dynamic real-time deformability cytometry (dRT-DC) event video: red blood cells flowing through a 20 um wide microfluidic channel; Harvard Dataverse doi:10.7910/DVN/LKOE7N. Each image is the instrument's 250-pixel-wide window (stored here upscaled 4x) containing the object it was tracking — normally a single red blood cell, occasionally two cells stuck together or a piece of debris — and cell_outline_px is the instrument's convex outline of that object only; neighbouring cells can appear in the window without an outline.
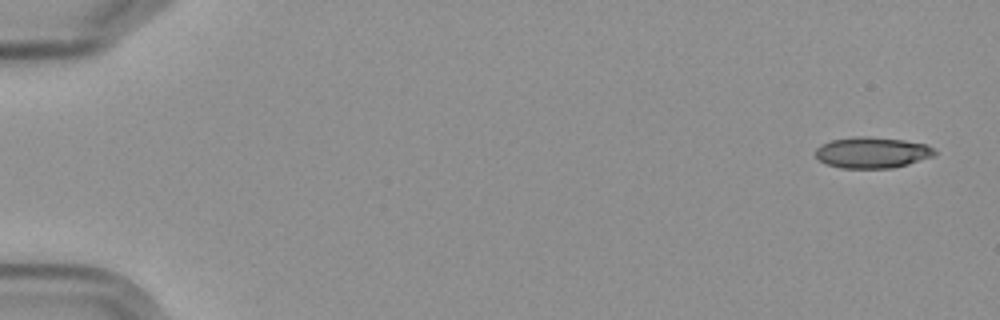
{"species": "Egyptian fruit bat (a non-hibernating species)", "species_latin": "Rousettus aegyptiacus", "temperature_condition": "cold", "stored_images_in_passage": 5, "camera_frame_rate_fps": 3000, "um_per_image_px": 0.085, "frame": {"image": 1, "passage_image": 1, "time_ms": 0.0, "image_size_px": [1000, 320], "cell_outline_px": [[936, 156], [908, 164], [892, 168], [840, 168], [824, 164], [816, 156], [816, 148], [820, 144], [832, 140], [864, 136], [904, 140], [924, 144], [932, 148], [936, 152]], "centroid_in_image_um": [74.12, 12.98], "position_along_channel_um": 10.9, "area_um2": 21.5}}
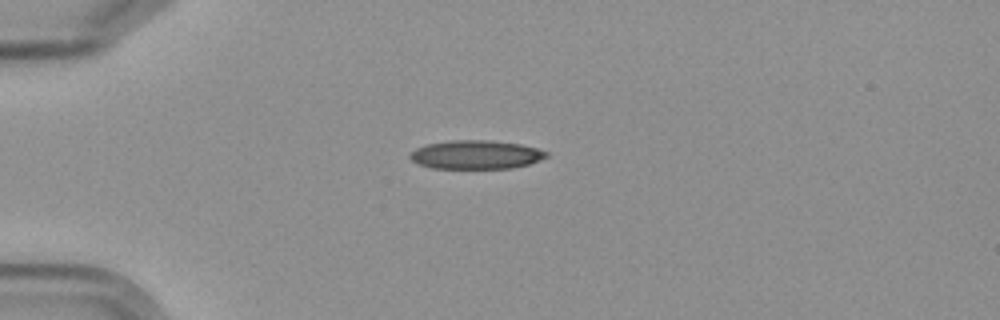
{"frame": {"image": 2, "passage_image": 4, "time_ms": 4.333, "image_size_px": [1000, 320], "cell_outline_px": [[548, 156], [528, 164], [512, 168], [432, 168], [416, 164], [408, 156], [416, 148], [428, 144], [452, 140], [488, 140], [520, 144], [536, 148], [548, 152]], "centroid_in_image_um": [40.43, 13.15], "position_along_channel_um": 44.6, "area_um2": 22.66}}